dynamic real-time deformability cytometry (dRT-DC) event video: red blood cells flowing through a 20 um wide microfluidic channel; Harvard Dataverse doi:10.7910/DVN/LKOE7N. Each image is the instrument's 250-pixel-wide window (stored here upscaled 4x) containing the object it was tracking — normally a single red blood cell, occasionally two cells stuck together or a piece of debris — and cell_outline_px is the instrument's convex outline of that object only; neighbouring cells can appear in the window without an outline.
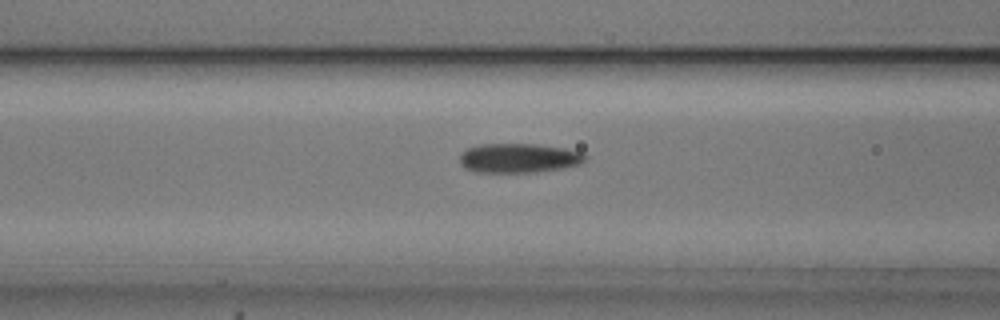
{"species": "common noctule bat (a hibernating species)", "species_latin": "Nyctalus noctula", "temperature_condition": "cold", "stored_images_in_passage": 40, "camera_frame_rate_fps": 3000, "um_per_image_px": 0.085, "animal": {"sex": "male", "body_mass_g": 20.5, "forearm_length_mm": 52.5}, "frame": {"image": 1, "passage_image": 7, "time_ms": 2.0, "image_size_px": [1000, 320], "cell_outline_px": [[588, 160], [580, 164], [564, 168], [536, 172], [472, 172], [464, 168], [460, 164], [460, 156], [468, 148], [480, 144], [536, 144], [564, 148], [580, 152], [588, 156]], "centroid_in_image_um": [44.12, 13.44], "position_along_channel_um": 122.5, "area_um2": 21.62}}
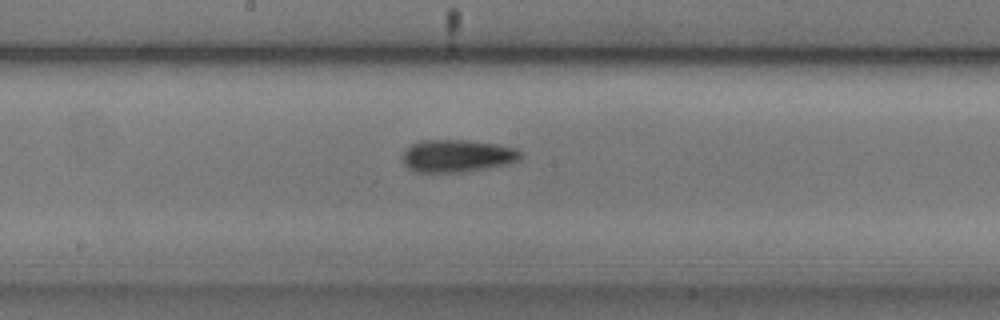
{"frame": {"image": 2, "passage_image": 14, "time_ms": 4.333, "image_size_px": [1000, 320], "cell_outline_px": [[524, 152], [520, 160], [504, 164], [484, 168], [460, 172], [416, 172], [408, 168], [404, 164], [404, 148], [420, 140], [468, 140], [496, 144], [516, 148]], "centroid_in_image_um": [38.86, 13.23], "position_along_channel_um": 209.3, "area_um2": 22.31}}
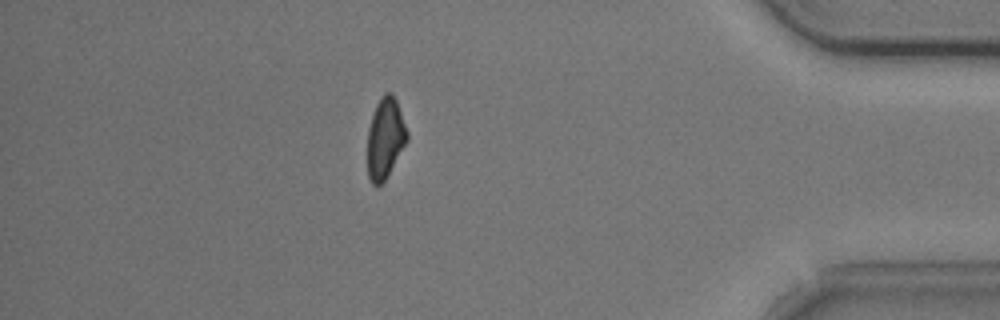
{"frame": {"image": 3, "passage_image": 33, "time_ms": 10.667, "image_size_px": [1000, 320], "cell_outline_px": [[408, 140], [384, 180], [380, 184], [372, 184], [368, 176], [368, 128], [376, 104], [380, 96], [384, 92], [392, 92], [396, 100], [408, 132]], "centroid_in_image_um": [32.74, 11.7], "position_along_channel_um": 402.5, "area_um2": 18.38}, "authors_computed_cell_mechanics": {"area_um2": 20.7213, "velocity_mm_per_s": 3.7108, "shape_relaxation_time_tau1_ms": 8.1243, "shape_relaxation_time_tau2_ms": 8.3664, "deformation_change_tau1": 0.1536, "deformation_change_tau2": 0.1625}}